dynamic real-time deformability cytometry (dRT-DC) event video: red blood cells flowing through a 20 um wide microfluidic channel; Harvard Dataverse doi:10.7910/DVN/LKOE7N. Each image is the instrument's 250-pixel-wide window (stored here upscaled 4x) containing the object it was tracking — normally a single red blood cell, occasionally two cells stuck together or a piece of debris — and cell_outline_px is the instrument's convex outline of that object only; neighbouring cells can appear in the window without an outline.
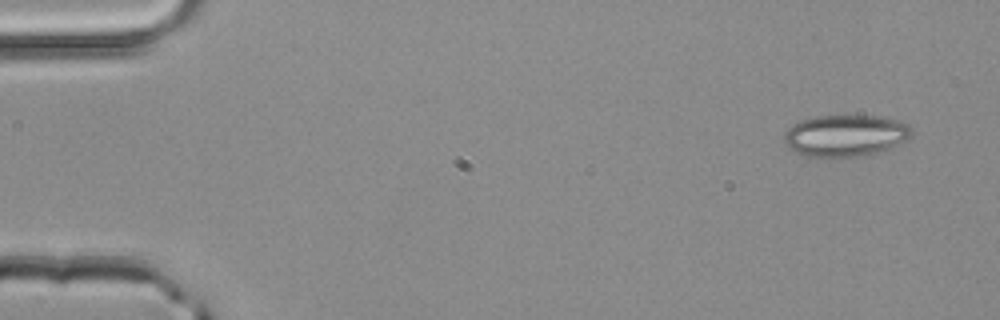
{"species": "common noctule bat (a hibernating species)", "species_latin": "Nyctalus noctula", "temperature_condition": "room temperature", "stored_images_in_passage": 4, "camera_frame_rate_fps": 3000, "um_per_image_px": 0.085, "animal": {"sex": "male", "body_mass_g": 20.4}, "frame": {"image": 1, "passage_image": 1, "time_ms": 0.0, "image_size_px": [1000, 320], "cell_outline_px": [[912, 136], [908, 140], [884, 152], [872, 156], [804, 156], [796, 152], [784, 140], [784, 132], [792, 124], [800, 120], [816, 116], [852, 112], [880, 116], [900, 120], [908, 124], [912, 128]], "centroid_in_image_um": [71.95, 11.47], "position_along_channel_um": 13.0, "area_um2": 32.31}}
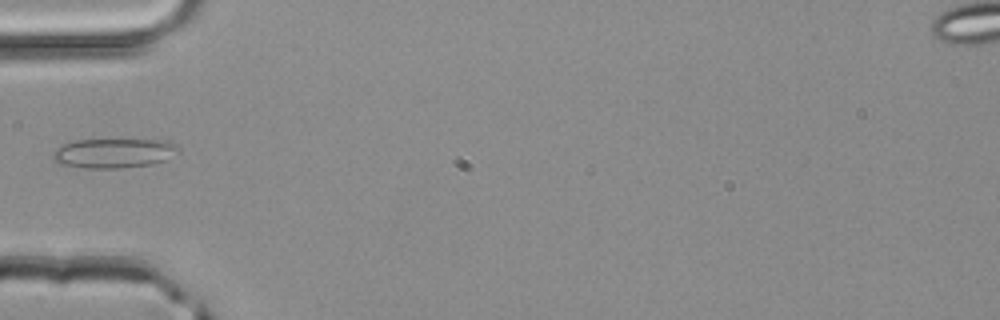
{"frame": {"image": 2, "passage_image": 4, "time_ms": 1.0, "image_size_px": [1000, 320], "cell_outline_px": [[180, 152], [164, 160], [152, 164], [124, 168], [84, 168], [60, 164], [52, 156], [56, 148], [64, 144], [76, 140], [164, 140], [176, 144], [180, 148]], "centroid_in_image_um": [9.71, 13.02], "position_along_channel_um": 75.3, "area_um2": 21.56}}